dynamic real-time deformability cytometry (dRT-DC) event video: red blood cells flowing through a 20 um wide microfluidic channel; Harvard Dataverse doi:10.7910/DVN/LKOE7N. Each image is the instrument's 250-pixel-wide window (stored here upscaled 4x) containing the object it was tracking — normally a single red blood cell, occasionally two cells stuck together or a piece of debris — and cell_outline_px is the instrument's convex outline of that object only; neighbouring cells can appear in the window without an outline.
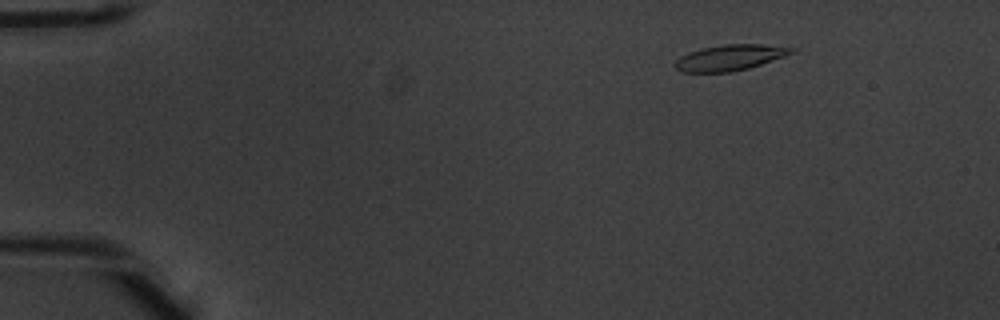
{"species": "common noctule bat (a hibernating species)", "species_latin": "Nyctalus noctula", "temperature_condition": "warm", "stored_images_in_passage": 10, "camera_frame_rate_fps": 3000, "um_per_image_px": 0.085, "animal": {"sex": "male", "body_mass_g": 20.1, "forearm_length_mm": 53.5}, "frame": {"image": 1, "passage_image": 2, "time_ms": 0.333, "image_size_px": [1000, 320], "cell_outline_px": [[796, 52], [748, 68], [732, 72], [680, 72], [672, 64], [680, 56], [704, 48], [724, 44], [764, 44], [796, 48]], "centroid_in_image_um": [62.04, 4.9], "position_along_channel_um": 23.0, "area_um2": 17.4}}